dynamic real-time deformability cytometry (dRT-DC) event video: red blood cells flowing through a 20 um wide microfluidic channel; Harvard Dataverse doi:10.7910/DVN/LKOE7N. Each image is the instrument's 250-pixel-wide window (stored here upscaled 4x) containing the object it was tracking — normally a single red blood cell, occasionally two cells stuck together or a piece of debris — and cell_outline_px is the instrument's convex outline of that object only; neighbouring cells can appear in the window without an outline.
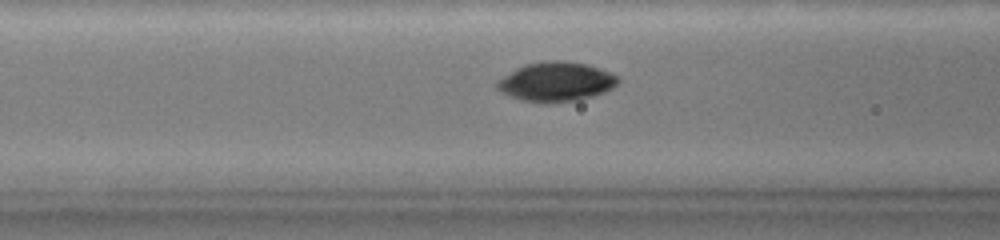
{"species": "common noctule bat (a hibernating species)", "species_latin": "Nyctalus noctula", "temperature_condition": "warm", "stored_images_in_passage": 51, "camera_frame_rate_fps": 3000, "um_per_image_px": 0.085, "animal": {"sex": "female", "body_mass_g": 19.0, "forearm_length_mm": 51.5}, "frame": {"image": 1, "passage_image": 25, "time_ms": 6.667, "image_size_px": [1000, 240], "cell_outline_px": [[620, 80], [612, 88], [604, 92], [592, 96], [576, 100], [524, 100], [512, 96], [504, 92], [496, 84], [504, 76], [516, 68], [524, 64], [544, 60], [564, 60], [588, 64], [600, 68], [616, 76]], "centroid_in_image_um": [47.32, 6.88], "position_along_channel_um": 119.3, "area_um2": 26.76}}
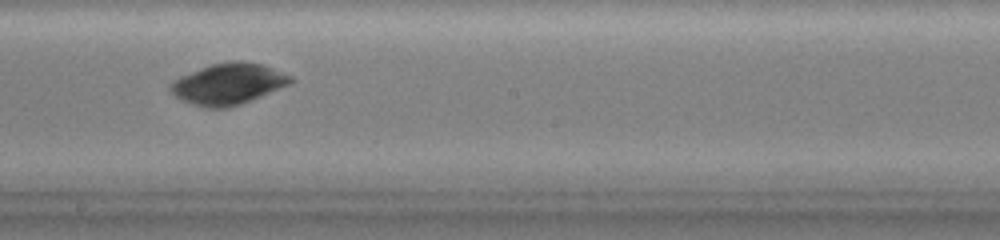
{"frame": {"image": 2, "passage_image": 35, "time_ms": 9.667, "image_size_px": [1000, 240], "cell_outline_px": [[292, 80], [288, 84], [248, 100], [224, 108], [208, 108], [184, 100], [176, 96], [168, 88], [180, 76], [212, 64], [236, 60], [244, 60], [264, 64], [292, 76]], "centroid_in_image_um": [19.41, 7.09], "position_along_channel_um": 228.8, "area_um2": 27.86}}
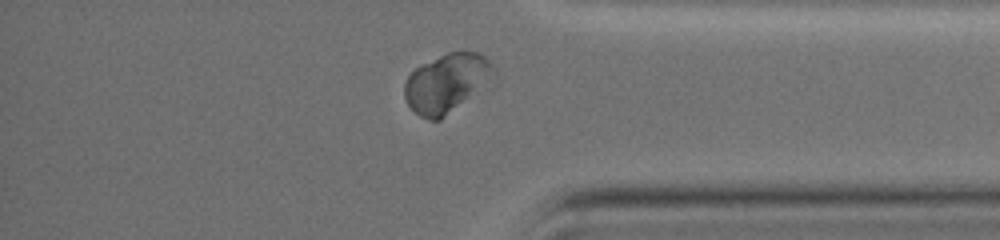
{"frame": {"image": 3, "passage_image": 45, "time_ms": 14.333, "image_size_px": [1000, 240], "cell_outline_px": [[500, 76], [496, 84], [492, 88], [440, 120], [428, 120], [420, 116], [408, 104], [404, 96], [404, 84], [408, 76], [416, 68], [448, 52], [480, 52], [492, 60]], "centroid_in_image_um": [38.18, 7.09], "position_along_channel_um": 397.0, "area_um2": 32.37}, "authors_computed_cell_mechanics": {"area_um2": 26.588, "velocity_mm_per_s": 3.6596, "shape_relaxation_time_tau1_ms": 1.2113, "shape_relaxation_time_tau2_ms": null, "deformation_change_tau1": 0.0506, "deformation_change_tau2": null}}